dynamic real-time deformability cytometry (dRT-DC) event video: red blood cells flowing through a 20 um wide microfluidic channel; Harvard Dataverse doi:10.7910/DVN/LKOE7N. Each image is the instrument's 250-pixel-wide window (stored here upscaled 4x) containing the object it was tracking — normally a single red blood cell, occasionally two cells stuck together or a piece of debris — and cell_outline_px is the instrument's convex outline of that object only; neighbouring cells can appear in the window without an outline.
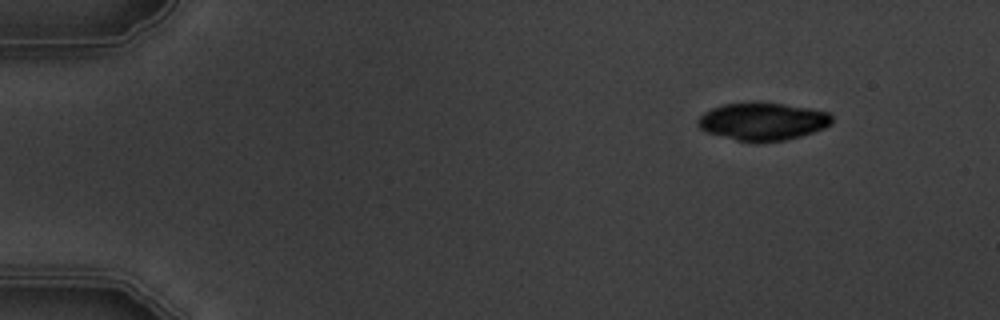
{"species": "common noctule bat (a hibernating species)", "species_latin": "Nyctalus noctula", "temperature_condition": "warm", "stored_images_in_passage": 3, "camera_frame_rate_fps": 3000, "um_per_image_px": 0.085, "animal": {"sex": "male", "body_mass_g": 19.5, "forearm_length_mm": 54.6}, "frame": {"image": 1, "passage_image": 1, "time_ms": 0.0, "image_size_px": [1000, 320], "cell_outline_px": [[832, 124], [824, 128], [800, 136], [784, 140], [756, 144], [736, 140], [704, 132], [696, 124], [696, 120], [704, 112], [712, 108], [724, 104], [752, 100], [784, 104], [808, 108], [828, 112], [832, 116]], "centroid_in_image_um": [64.78, 10.32], "position_along_channel_um": 20.2, "area_um2": 30.17}}